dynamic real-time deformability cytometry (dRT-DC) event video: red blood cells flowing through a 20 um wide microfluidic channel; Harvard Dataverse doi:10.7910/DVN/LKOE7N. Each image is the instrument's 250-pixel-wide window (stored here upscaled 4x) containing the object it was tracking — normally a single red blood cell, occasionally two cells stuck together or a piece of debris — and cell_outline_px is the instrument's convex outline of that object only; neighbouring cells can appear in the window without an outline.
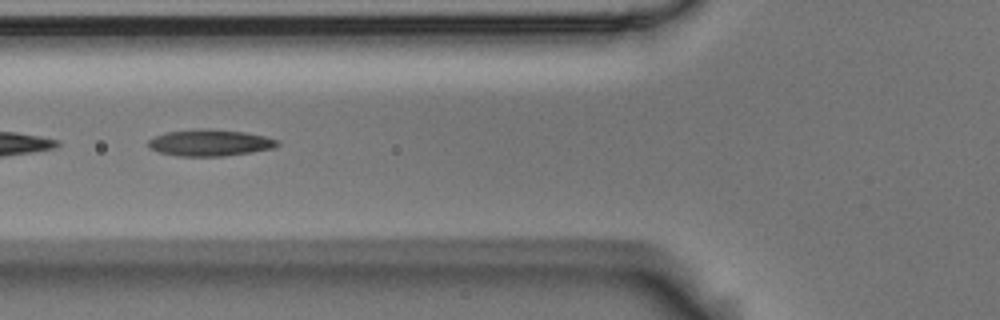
{"species": "Egyptian fruit bat (a non-hibernating species)", "species_latin": "Rousettus aegyptiacus", "temperature_condition": "room temperature", "stored_images_in_passage": 26, "camera_frame_rate_fps": 3000, "um_per_image_px": 0.085, "animal": {"sex": "male"}, "frame": {"image": 1, "passage_image": 12, "time_ms": 3.667, "image_size_px": [1000, 320], "cell_outline_px": [[280, 144], [272, 148], [252, 152], [224, 156], [176, 156], [160, 152], [148, 148], [148, 140], [156, 136], [168, 132], [244, 132], [264, 136], [280, 140]], "centroid_in_image_um": [17.87, 12.2], "position_along_channel_um": 107.9, "area_um2": 18.79}}
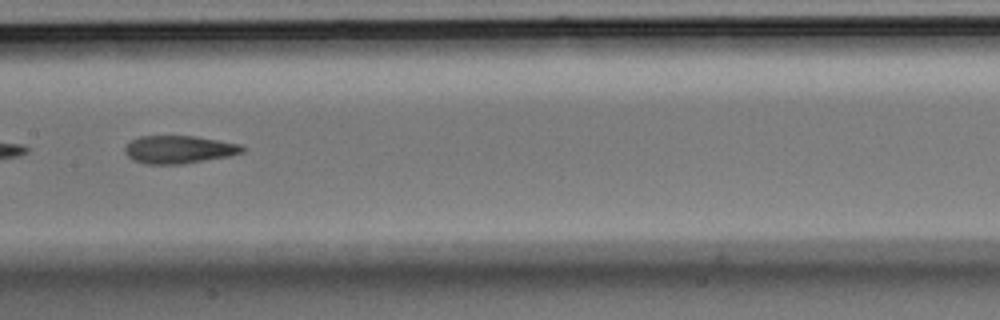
{"frame": {"image": 2, "passage_image": 19, "time_ms": 6.0, "image_size_px": [1000, 320], "cell_outline_px": [[248, 148], [244, 152], [228, 156], [184, 164], [144, 164], [132, 160], [124, 152], [124, 148], [132, 140], [140, 136], [196, 136], [240, 144]], "centroid_in_image_um": [15.22, 12.71], "position_along_channel_um": 192.2, "area_um2": 19.19}}
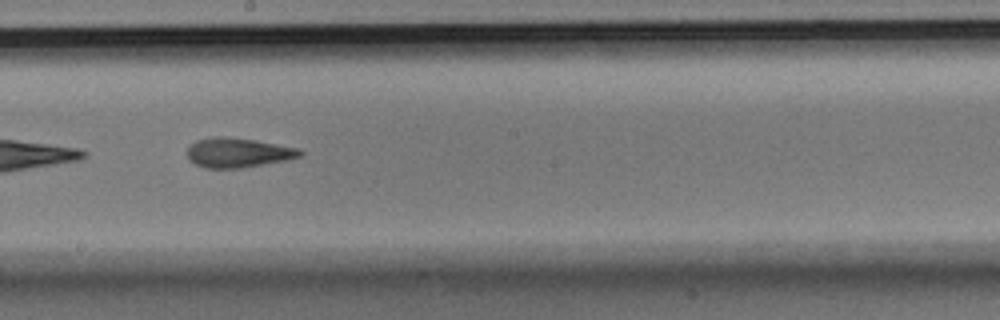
{"frame": {"image": 3, "passage_image": 22, "time_ms": 7.0, "image_size_px": [1000, 320], "cell_outline_px": [[304, 152], [300, 156], [288, 160], [244, 168], [204, 168], [188, 160], [188, 148], [196, 140], [216, 136], [220, 136], [256, 140], [300, 148]], "centroid_in_image_um": [20.26, 12.98], "position_along_channel_um": 227.9, "area_um2": 19.59}}